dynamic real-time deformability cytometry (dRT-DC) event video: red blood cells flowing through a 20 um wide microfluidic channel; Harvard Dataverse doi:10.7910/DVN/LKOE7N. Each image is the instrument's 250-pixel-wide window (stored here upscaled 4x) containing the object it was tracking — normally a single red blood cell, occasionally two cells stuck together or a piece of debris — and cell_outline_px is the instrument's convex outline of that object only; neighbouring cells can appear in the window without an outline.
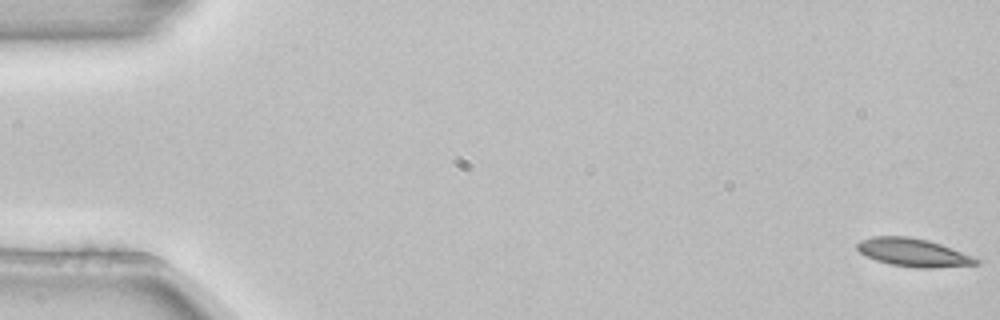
{"species": "common noctule bat (a hibernating species)", "species_latin": "Nyctalus noctula", "temperature_condition": "room temperature", "stored_images_in_passage": 5, "camera_frame_rate_fps": 3000, "um_per_image_px": 0.085, "animal": {"sex": "female", "body_mass_g": 22.7, "forearm_length_mm": 54.2}, "frame": {"image": 1, "passage_image": 1, "time_ms": 0.0, "image_size_px": [1000, 320], "cell_outline_px": [[980, 264], [932, 268], [916, 268], [892, 264], [876, 260], [860, 252], [856, 248], [856, 244], [860, 240], [872, 236], [908, 236], [928, 240], [940, 244], [980, 260]], "centroid_in_image_um": [77.59, 21.46], "position_along_channel_um": 7.4, "area_um2": 19.25}}
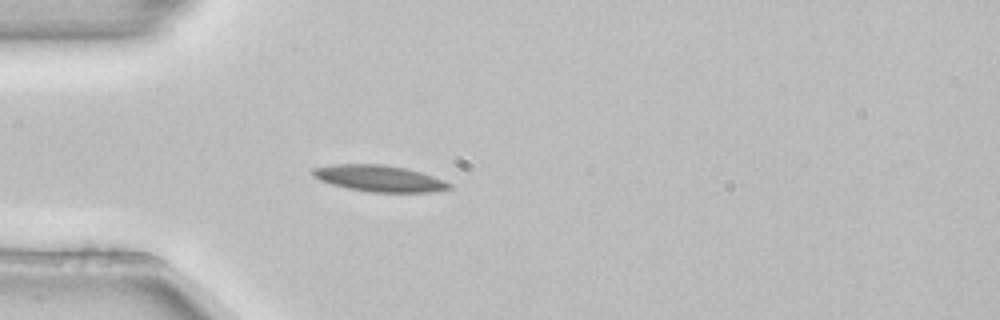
{"frame": {"image": 2, "passage_image": 5, "time_ms": 1.333, "image_size_px": [1000, 320], "cell_outline_px": [[452, 188], [432, 192], [368, 192], [348, 188], [332, 184], [320, 180], [312, 176], [312, 168], [332, 164], [384, 164], [404, 168], [420, 172], [444, 180], [452, 184]], "centroid_in_image_um": [32.22, 15.16], "position_along_channel_um": 52.8, "area_um2": 20.98}}